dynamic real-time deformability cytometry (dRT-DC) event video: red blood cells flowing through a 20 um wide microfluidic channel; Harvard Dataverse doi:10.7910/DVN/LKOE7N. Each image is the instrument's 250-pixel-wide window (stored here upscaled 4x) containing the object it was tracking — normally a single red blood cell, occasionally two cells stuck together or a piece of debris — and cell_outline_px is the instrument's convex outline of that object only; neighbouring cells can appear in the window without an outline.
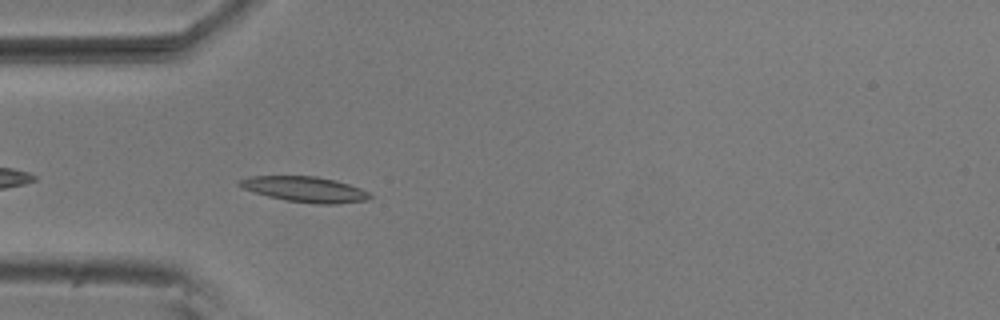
{"species": "common noctule bat (a hibernating species)", "species_latin": "Nyctalus noctula", "temperature_condition": "room temperature", "stored_images_in_passage": 28, "camera_frame_rate_fps": 3000, "um_per_image_px": 0.085, "animal": {"sex": "male", "body_mass_g": 20.5, "forearm_length_mm": 52.5}, "frame": {"image": 1, "passage_image": 3, "time_ms": 0.667, "image_size_px": [1000, 320], "cell_outline_px": [[372, 196], [368, 200], [336, 204], [316, 204], [288, 200], [268, 196], [244, 188], [236, 184], [240, 180], [252, 176], [316, 176], [336, 180], [360, 188], [368, 192]], "centroid_in_image_um": [25.96, 16.09], "position_along_channel_um": 59.0, "area_um2": 19.13}}
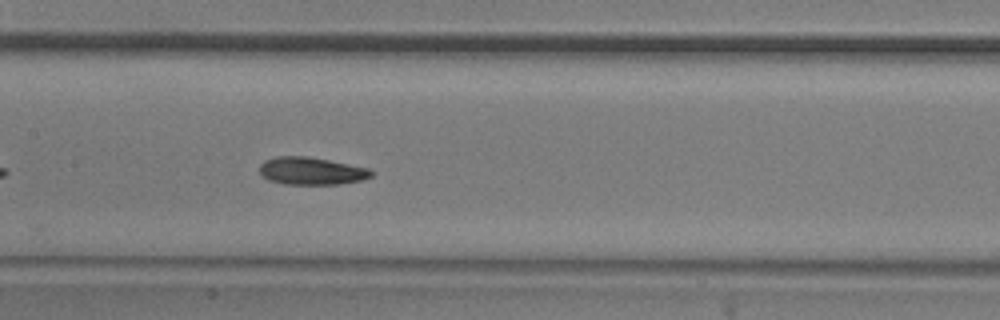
{"frame": {"image": 2, "passage_image": 13, "time_ms": 4.0, "image_size_px": [1000, 320], "cell_outline_px": [[372, 176], [360, 180], [340, 184], [284, 184], [268, 180], [260, 172], [260, 164], [264, 160], [276, 156], [308, 156], [368, 168], [372, 172]], "centroid_in_image_um": [26.43, 14.53], "position_along_channel_um": 181.0, "area_um2": 17.8}}
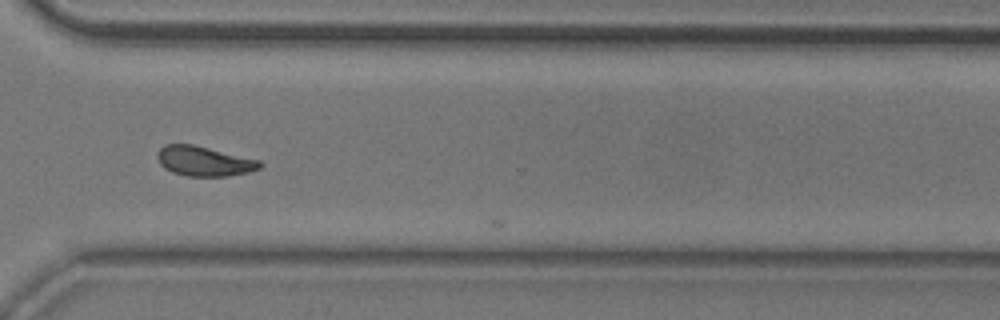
{"frame": {"image": 3, "passage_image": 27, "time_ms": 8.667, "image_size_px": [1000, 320], "cell_outline_px": [[264, 164], [260, 168], [248, 172], [228, 176], [184, 176], [172, 172], [164, 168], [160, 164], [156, 156], [160, 148], [164, 144], [192, 144], [260, 160]], "centroid_in_image_um": [17.33, 13.7], "position_along_channel_um": 353.3, "area_um2": 17.86}}